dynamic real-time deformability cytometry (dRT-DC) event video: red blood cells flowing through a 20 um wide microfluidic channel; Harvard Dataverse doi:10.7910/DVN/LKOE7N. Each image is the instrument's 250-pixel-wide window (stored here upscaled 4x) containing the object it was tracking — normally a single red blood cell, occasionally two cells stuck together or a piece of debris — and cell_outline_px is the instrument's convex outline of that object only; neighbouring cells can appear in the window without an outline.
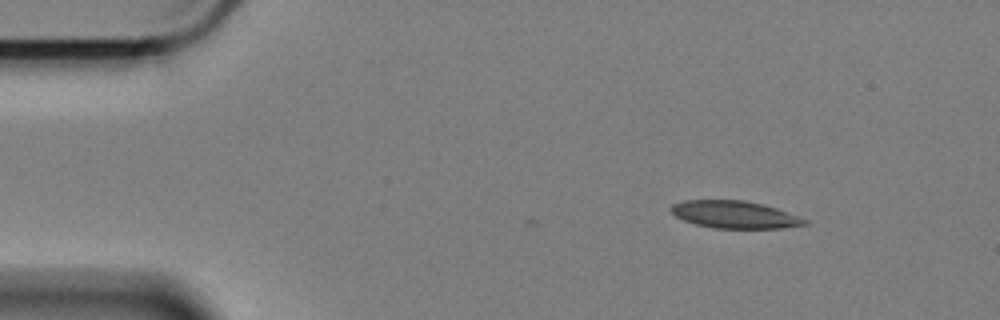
{"species": "Egyptian fruit bat (a non-hibernating species)", "species_latin": "Rousettus aegyptiacus", "temperature_condition": "cold", "stored_images_in_passage": 4, "camera_frame_rate_fps": 3000, "um_per_image_px": 0.085, "animal": {"sex": "female"}, "frame": {"image": 1, "passage_image": 1, "time_ms": 0.0, "image_size_px": [1000, 320], "cell_outline_px": [[808, 224], [780, 228], [716, 228], [696, 224], [684, 220], [676, 216], [668, 208], [672, 204], [684, 200], [744, 200], [776, 208], [788, 212], [808, 220]], "centroid_in_image_um": [62.43, 18.23], "position_along_channel_um": 22.6, "area_um2": 21.15}}